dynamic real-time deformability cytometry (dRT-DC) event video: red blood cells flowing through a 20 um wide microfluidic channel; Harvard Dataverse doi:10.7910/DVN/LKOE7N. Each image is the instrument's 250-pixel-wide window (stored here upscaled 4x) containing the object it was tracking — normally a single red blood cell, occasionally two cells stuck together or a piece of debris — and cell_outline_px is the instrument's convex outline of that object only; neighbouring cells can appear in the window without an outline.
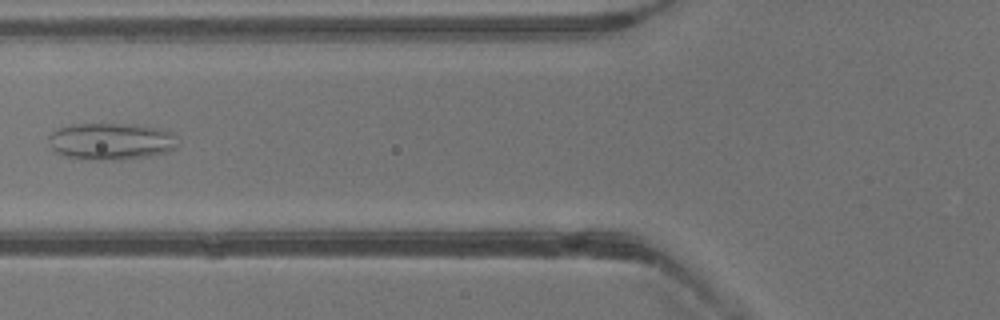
{"species": "common noctule bat (a hibernating species)", "species_latin": "Nyctalus noctula", "temperature_condition": "warm", "stored_images_in_passage": 30, "segment_of_instrument_passage": [1, 2], "camera_frame_rate_fps": 3000, "um_per_image_px": 0.085, "animal": {"sex": "male", "body_mass_g": 13.3}, "frame": {"image": 1, "passage_image": 5, "time_ms": 1.333, "image_size_px": [1000, 320], "cell_outline_px": [[176, 148], [168, 152], [120, 160], [88, 160], [64, 156], [56, 152], [52, 148], [48, 136], [56, 128], [72, 124], [136, 124], [156, 128], [172, 132], [176, 136]], "centroid_in_image_um": [9.41, 12.01], "position_along_channel_um": 116.4, "area_um2": 27.86}}
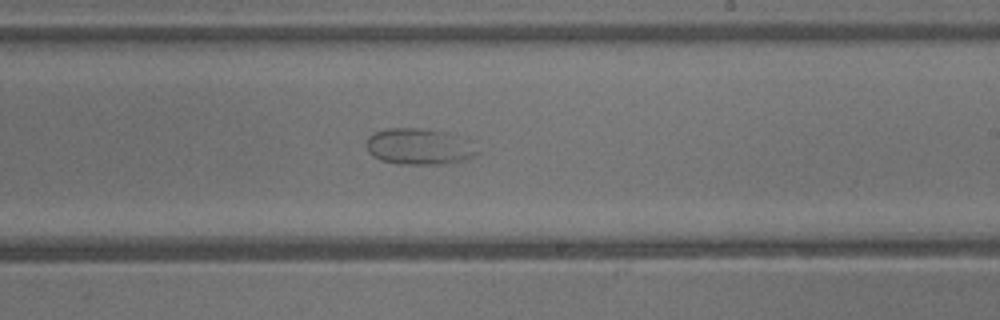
{"frame": {"image": 2, "passage_image": 13, "time_ms": 4.0, "image_size_px": [1000, 320], "cell_outline_px": [[480, 152], [476, 156], [464, 160], [444, 164], [400, 164], [380, 160], [372, 156], [368, 152], [364, 144], [368, 136], [384, 128], [420, 128], [448, 132], [476, 140]], "centroid_in_image_um": [35.71, 12.44], "position_along_channel_um": 253.3, "area_um2": 24.33}}
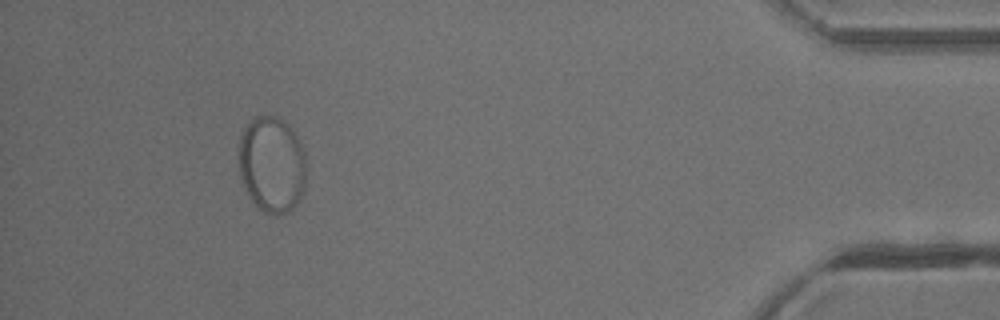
{"frame": {"image": 3, "passage_image": 26, "time_ms": 8.333, "image_size_px": [1000, 320], "cell_outline_px": [[304, 192], [300, 200], [288, 212], [264, 212], [248, 196], [240, 176], [240, 136], [248, 120], [256, 116], [276, 116], [284, 120], [292, 128], [304, 152]], "centroid_in_image_um": [23.1, 13.94], "position_along_channel_um": 412.1, "area_um2": 37.51}}